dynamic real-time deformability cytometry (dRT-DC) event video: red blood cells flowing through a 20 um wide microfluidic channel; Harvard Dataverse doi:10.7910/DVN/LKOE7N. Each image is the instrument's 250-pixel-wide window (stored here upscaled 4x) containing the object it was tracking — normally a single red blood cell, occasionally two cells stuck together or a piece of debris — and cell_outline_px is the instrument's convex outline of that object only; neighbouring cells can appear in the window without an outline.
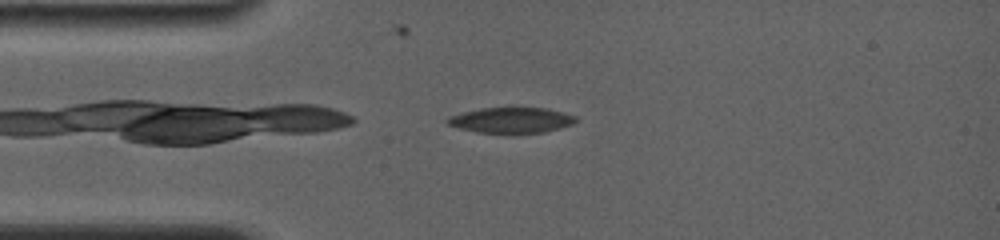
{"species": "common noctule bat (a hibernating species)", "species_latin": "Nyctalus noctula", "temperature_condition": "room temperature", "stored_images_in_passage": 27, "camera_frame_rate_fps": 4000, "um_per_image_px": 0.085, "animal": {"sex": "female", "body_mass_g": 19.0, "forearm_length_mm": 56.7}, "frame": {"image": 1, "passage_image": 3, "time_ms": 0.5, "image_size_px": [1000, 240], "cell_outline_px": [[580, 120], [572, 124], [560, 128], [544, 132], [512, 136], [508, 136], [476, 132], [460, 128], [448, 124], [444, 120], [448, 116], [480, 108], [548, 108], [564, 112], [576, 116]], "centroid_in_image_um": [43.48, 10.26], "position_along_channel_um": 41.5, "area_um2": 20.0}}
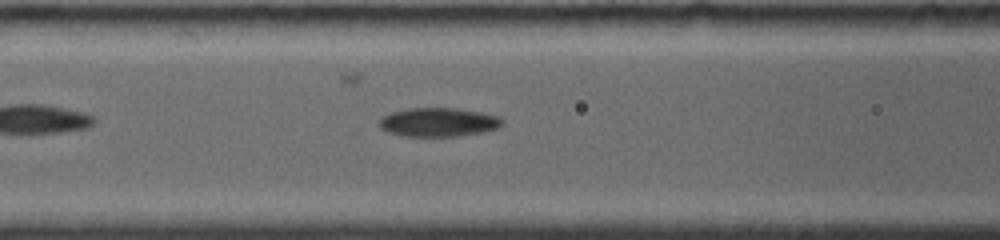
{"frame": {"image": 2, "passage_image": 9, "time_ms": 3.25, "image_size_px": [1000, 240], "cell_outline_px": [[504, 124], [496, 128], [480, 132], [460, 136], [404, 136], [388, 132], [380, 128], [380, 120], [384, 116], [392, 112], [408, 108], [456, 108], [480, 112], [500, 116], [504, 120]], "centroid_in_image_um": [37.29, 10.38], "position_along_channel_um": 129.3, "area_um2": 20.58}}
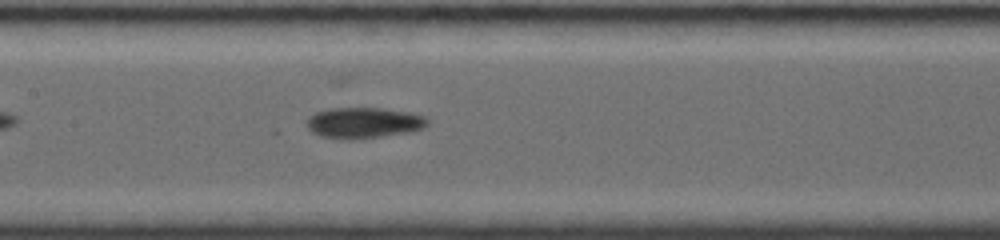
{"frame": {"image": 3, "passage_image": 12, "time_ms": 4.5, "image_size_px": [1000, 240], "cell_outline_px": [[428, 124], [424, 128], [412, 132], [380, 136], [324, 136], [312, 132], [308, 128], [308, 116], [316, 112], [332, 108], [380, 108], [408, 112], [424, 116], [428, 120]], "centroid_in_image_um": [30.98, 10.39], "position_along_channel_um": 176.4, "area_um2": 20.69}}